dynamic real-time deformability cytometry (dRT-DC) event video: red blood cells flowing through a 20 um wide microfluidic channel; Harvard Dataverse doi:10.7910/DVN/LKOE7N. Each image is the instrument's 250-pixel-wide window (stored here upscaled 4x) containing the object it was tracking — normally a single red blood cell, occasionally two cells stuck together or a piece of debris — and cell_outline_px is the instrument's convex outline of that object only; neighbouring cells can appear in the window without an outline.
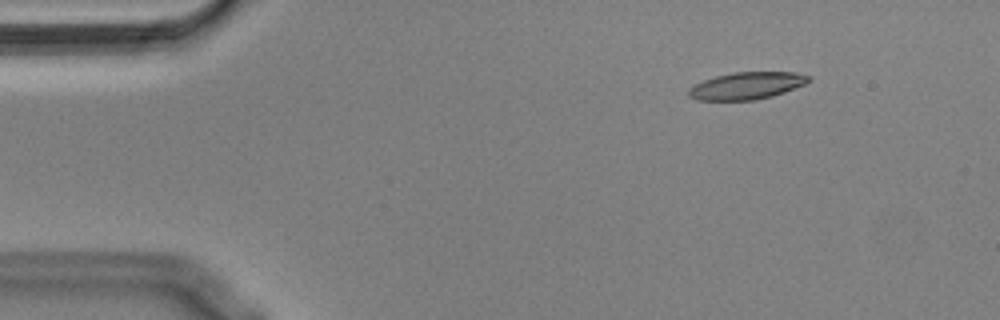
{"species": "Egyptian fruit bat (a non-hibernating species)", "species_latin": "Rousettus aegyptiacus", "temperature_condition": "cold", "stored_images_in_passage": 50, "camera_frame_rate_fps": 3000, "um_per_image_px": 0.085, "animal": {"sex": "male"}, "frame": {"image": 1, "passage_image": 1, "time_ms": 0.0, "image_size_px": [1000, 320], "cell_outline_px": [[812, 80], [804, 84], [784, 92], [772, 96], [756, 100], [696, 100], [688, 96], [688, 88], [704, 80], [716, 76], [736, 72], [796, 72], [812, 76]], "centroid_in_image_um": [63.49, 7.28], "position_along_channel_um": 21.5, "area_um2": 19.02}}
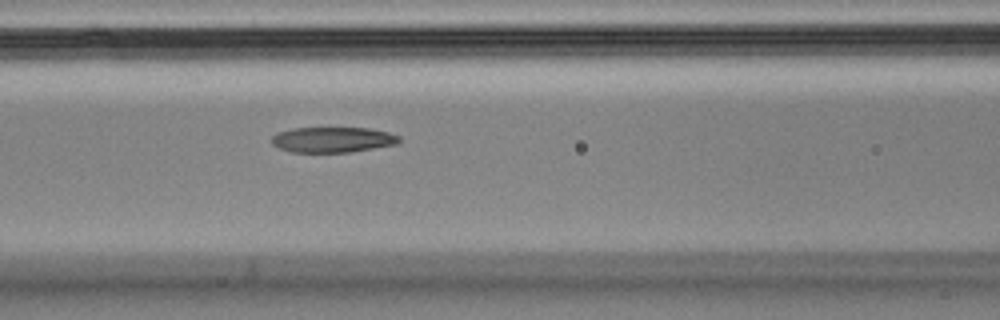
{"frame": {"image": 2, "passage_image": 17, "time_ms": 5.333, "image_size_px": [1000, 320], "cell_outline_px": [[400, 140], [396, 144], [352, 152], [292, 152], [280, 148], [272, 144], [272, 136], [276, 132], [292, 128], [368, 128], [388, 132], [400, 136]], "centroid_in_image_um": [28.26, 11.87], "position_along_channel_um": 138.3, "area_um2": 18.9}}
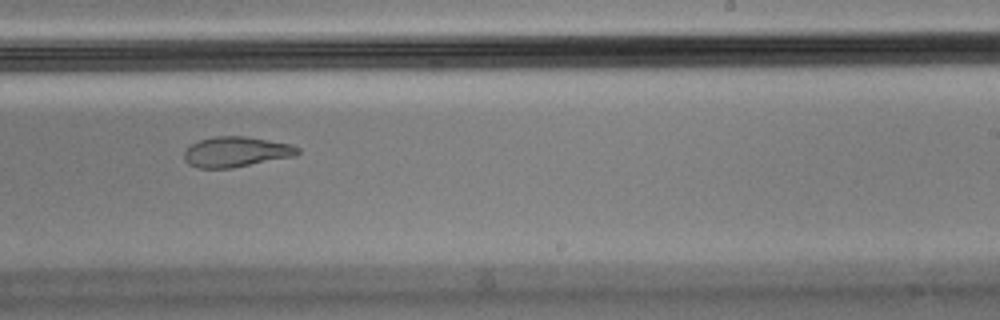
{"frame": {"image": 3, "passage_image": 28, "time_ms": 9.0, "image_size_px": [1000, 320], "cell_outline_px": [[300, 152], [296, 156], [232, 168], [196, 168], [188, 164], [184, 160], [184, 152], [192, 144], [200, 140], [212, 136], [248, 136], [292, 144], [300, 148]], "centroid_in_image_um": [20.09, 12.9], "position_along_channel_um": 268.9, "area_um2": 20.29}, "authors_computed_cell_mechanics": {"area_um2": 20.6057, "velocity_mm_per_s": 3.5653, "shape_relaxation_time_tau1_ms": null, "shape_relaxation_time_tau2_ms": 3.9812, "deformation_change_tau1": null, "deformation_change_tau2": 0.1111}}